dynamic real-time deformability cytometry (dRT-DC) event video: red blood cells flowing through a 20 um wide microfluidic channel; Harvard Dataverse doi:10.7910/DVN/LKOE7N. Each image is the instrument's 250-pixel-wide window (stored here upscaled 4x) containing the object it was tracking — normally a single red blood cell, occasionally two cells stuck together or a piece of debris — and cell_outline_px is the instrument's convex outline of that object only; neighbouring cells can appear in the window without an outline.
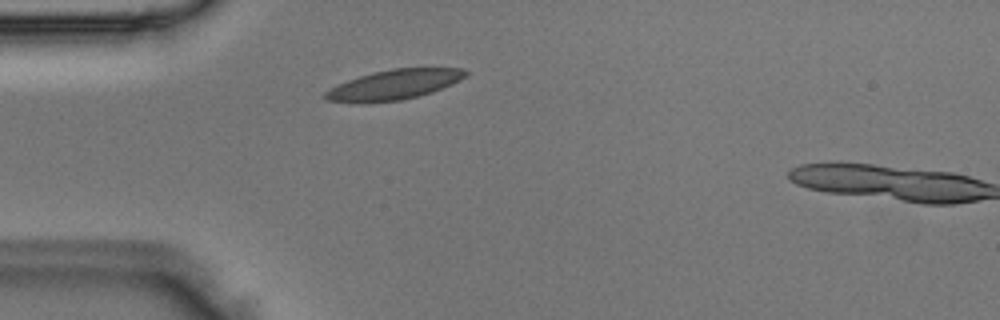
{"species": "Egyptian fruit bat (a non-hibernating species)", "species_latin": "Rousettus aegyptiacus", "temperature_condition": "room temperature", "stored_images_in_passage": 3, "camera_frame_rate_fps": 3000, "um_per_image_px": 0.085, "animal": {"sex": "male"}, "frame": {"image": 1, "passage_image": 2, "time_ms": 0.333, "image_size_px": [1000, 320], "cell_outline_px": [[468, 72], [460, 80], [452, 84], [432, 92], [400, 100], [368, 104], [328, 100], [324, 96], [324, 92], [348, 80], [372, 72], [392, 68], [464, 68]], "centroid_in_image_um": [33.5, 7.2], "position_along_channel_um": 51.5, "area_um2": 24.33}}